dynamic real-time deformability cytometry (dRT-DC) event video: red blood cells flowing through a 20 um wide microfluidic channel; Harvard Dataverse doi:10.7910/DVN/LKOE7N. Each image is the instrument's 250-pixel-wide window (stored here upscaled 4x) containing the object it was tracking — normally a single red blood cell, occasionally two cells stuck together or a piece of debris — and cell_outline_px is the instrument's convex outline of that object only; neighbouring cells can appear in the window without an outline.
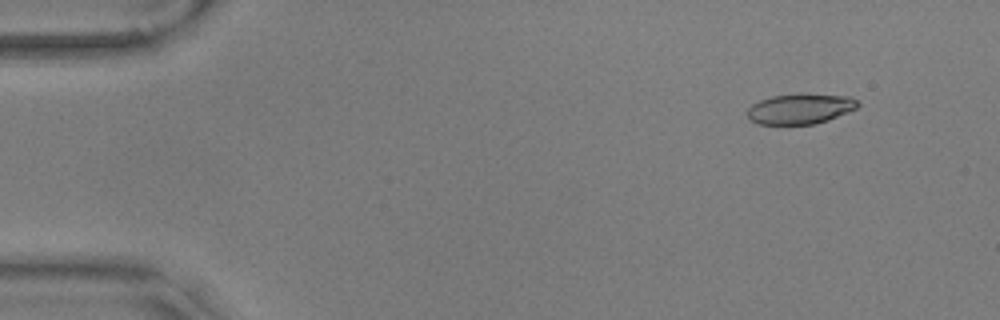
{"species": "common noctule bat (a hibernating species)", "species_latin": "Nyctalus noctula", "temperature_condition": "warm", "stored_images_in_passage": 54, "camera_frame_rate_fps": 3000, "um_per_image_px": 0.085, "animal": {"sex": "male", "body_mass_g": 17.9, "forearm_length_mm": 54.2}, "frame": {"image": 1, "passage_image": 3, "time_ms": 0.667, "image_size_px": [1000, 320], "cell_outline_px": [[860, 104], [856, 108], [848, 112], [828, 120], [816, 124], [760, 124], [752, 120], [748, 116], [748, 108], [752, 104], [760, 100], [772, 96], [800, 92], [808, 92], [852, 96]], "centroid_in_image_um": [68.07, 9.21], "position_along_channel_um": 16.9, "area_um2": 19.94}}
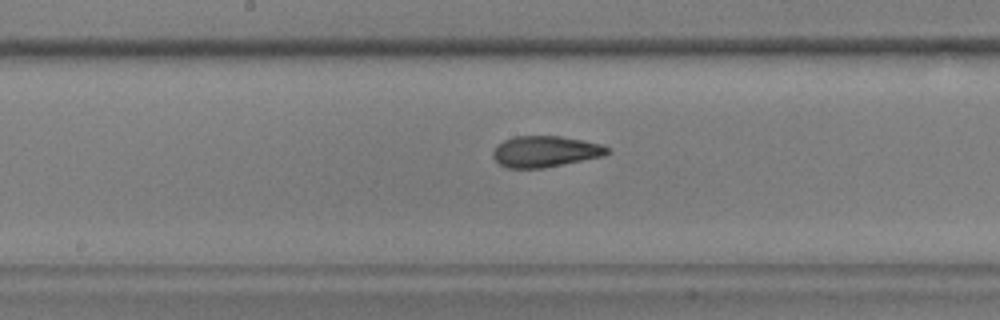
{"frame": {"image": 2, "passage_image": 27, "time_ms": 8.667, "image_size_px": [1000, 320], "cell_outline_px": [[608, 152], [604, 156], [544, 168], [508, 168], [500, 164], [492, 156], [492, 152], [496, 144], [512, 136], [560, 136], [584, 140], [604, 144], [608, 148]], "centroid_in_image_um": [46.33, 12.87], "position_along_channel_um": 201.9, "area_um2": 20.92}}
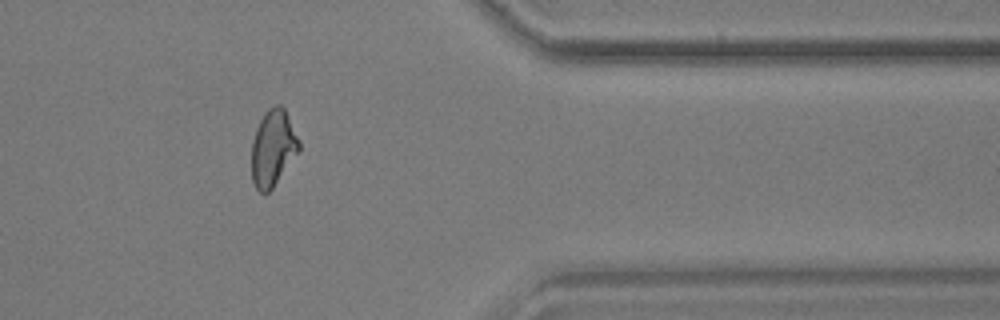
{"frame": {"image": 3, "passage_image": 44, "time_ms": 14.333, "image_size_px": [1000, 320], "cell_outline_px": [[300, 148], [272, 188], [268, 192], [260, 192], [256, 188], [252, 180], [252, 140], [256, 128], [264, 112], [268, 108], [276, 104], [280, 104], [284, 108], [300, 140]], "centroid_in_image_um": [23.19, 12.54], "position_along_channel_um": 388.2, "area_um2": 20.87}, "authors_computed_cell_mechanics": {"area_um2": 20.7791, "velocity_mm_per_s": 3.5843, "shape_relaxation_time_tau1_ms": 9.9223, "shape_relaxation_time_tau2_ms": 1.9421, "deformation_change_tau1": 0.2537, "deformation_change_tau2": 0.0846}}